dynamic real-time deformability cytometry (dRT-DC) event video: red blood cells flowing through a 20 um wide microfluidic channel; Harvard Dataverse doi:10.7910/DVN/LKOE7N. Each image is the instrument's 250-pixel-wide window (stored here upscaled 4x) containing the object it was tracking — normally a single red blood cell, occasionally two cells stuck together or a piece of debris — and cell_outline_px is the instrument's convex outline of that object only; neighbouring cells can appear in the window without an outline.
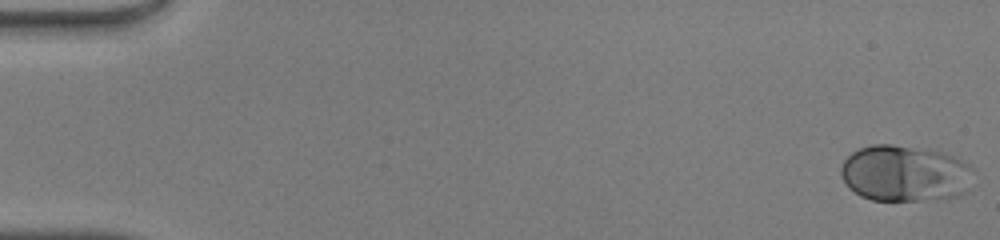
{"species": "human", "species_latin": "Homo sapiens", "temperature_condition": "warm", "stored_images_in_passage": 48, "camera_frame_rate_fps": 3000, "um_per_image_px": 0.085, "donor": {"sex": "male"}, "frame": {"image": 1, "passage_image": 1, "time_ms": 0.0, "image_size_px": [1000, 240], "cell_outline_px": [[972, 168], [964, 192], [960, 196], [920, 200], [872, 200], [860, 196], [848, 188], [840, 176], [840, 168], [844, 160], [852, 152], [860, 148], [872, 144], [892, 144], [928, 148], [944, 152], [968, 164]], "centroid_in_image_um": [76.84, 14.72], "position_along_channel_um": 8.2, "area_um2": 43.52}}
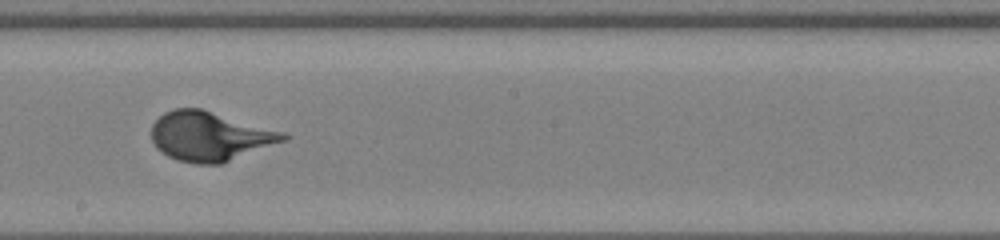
{"frame": {"image": 2, "passage_image": 28, "time_ms": 9.0, "image_size_px": [1000, 240], "cell_outline_px": [[288, 136], [284, 140], [220, 164], [196, 164], [176, 160], [168, 156], [156, 148], [152, 140], [152, 124], [164, 112], [176, 108], [200, 108], [284, 132]], "centroid_in_image_um": [17.77, 11.58], "position_along_channel_um": 230.4, "area_um2": 37.4}}
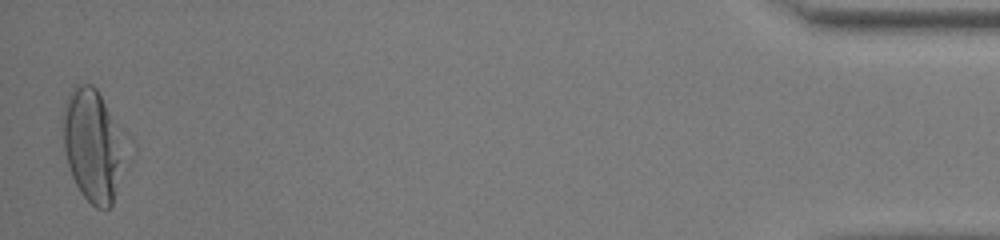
{"frame": {"image": 3, "passage_image": 48, "time_ms": 15.667, "image_size_px": [1000, 240], "cell_outline_px": [[116, 164], [112, 204], [108, 208], [96, 208], [80, 192], [72, 176], [68, 164], [64, 148], [64, 108], [68, 96], [76, 84], [92, 84], [96, 88], [104, 104], [108, 116], [116, 160]], "centroid_in_image_um": [7.63, 12.34], "position_along_channel_um": 427.6, "area_um2": 35.43}}